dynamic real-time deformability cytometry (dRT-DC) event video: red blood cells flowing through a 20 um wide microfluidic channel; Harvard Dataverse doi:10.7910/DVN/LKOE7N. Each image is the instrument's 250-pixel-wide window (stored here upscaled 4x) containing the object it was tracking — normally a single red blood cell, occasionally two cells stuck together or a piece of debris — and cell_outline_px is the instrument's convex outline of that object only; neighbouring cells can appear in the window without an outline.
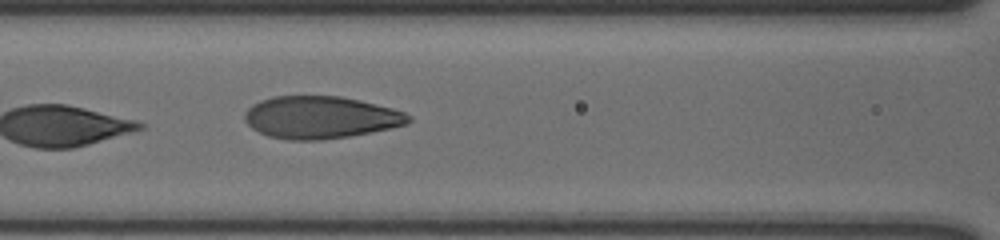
{"species": "human", "species_latin": "Homo sapiens", "temperature_condition": "cold", "stored_images_in_passage": 13, "camera_frame_rate_fps": 3000, "um_per_image_px": 0.085, "donor": {"sex": "male"}, "frame": {"image": 1, "passage_image": 13, "time_ms": 4.0, "image_size_px": [1000, 240], "cell_outline_px": [[412, 120], [408, 124], [348, 136], [320, 140], [288, 140], [268, 136], [252, 128], [244, 120], [244, 112], [252, 104], [260, 100], [272, 96], [340, 96], [392, 108], [404, 112], [412, 116]], "centroid_in_image_um": [27.21, 9.97], "position_along_channel_um": 139.4, "area_um2": 40.29}}